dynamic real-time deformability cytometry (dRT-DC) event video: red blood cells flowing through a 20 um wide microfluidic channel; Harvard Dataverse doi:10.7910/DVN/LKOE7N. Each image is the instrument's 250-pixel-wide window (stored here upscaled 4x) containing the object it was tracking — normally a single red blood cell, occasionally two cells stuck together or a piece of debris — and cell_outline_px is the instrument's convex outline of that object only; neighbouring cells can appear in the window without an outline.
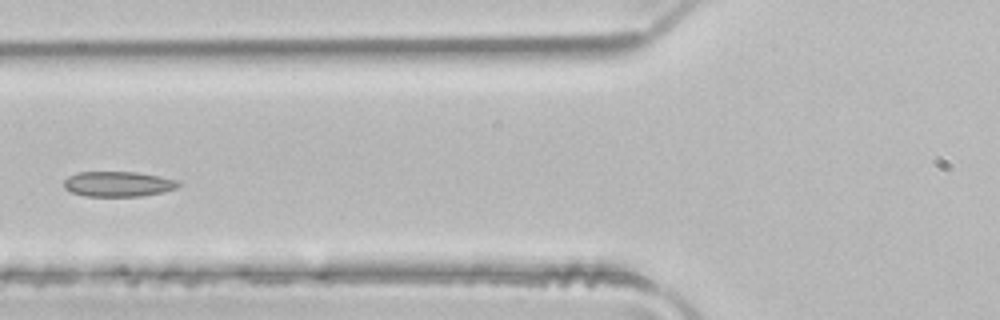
{"species": "common noctule bat (a hibernating species)", "species_latin": "Nyctalus noctula", "temperature_condition": "room temperature", "stored_images_in_passage": 5, "camera_frame_rate_fps": 3000, "um_per_image_px": 0.085, "animal": {"sex": "male", "body_mass_g": 21.5, "forearm_length_mm": 52.0}, "frame": {"image": 1, "passage_image": 5, "time_ms": 1.333, "image_size_px": [1000, 320], "cell_outline_px": [[180, 184], [176, 188], [164, 192], [144, 196], [84, 196], [72, 192], [64, 188], [64, 180], [68, 176], [76, 172], [136, 172], [160, 176], [176, 180]], "centroid_in_image_um": [10.03, 15.64], "position_along_channel_um": 115.8, "area_um2": 16.88}}